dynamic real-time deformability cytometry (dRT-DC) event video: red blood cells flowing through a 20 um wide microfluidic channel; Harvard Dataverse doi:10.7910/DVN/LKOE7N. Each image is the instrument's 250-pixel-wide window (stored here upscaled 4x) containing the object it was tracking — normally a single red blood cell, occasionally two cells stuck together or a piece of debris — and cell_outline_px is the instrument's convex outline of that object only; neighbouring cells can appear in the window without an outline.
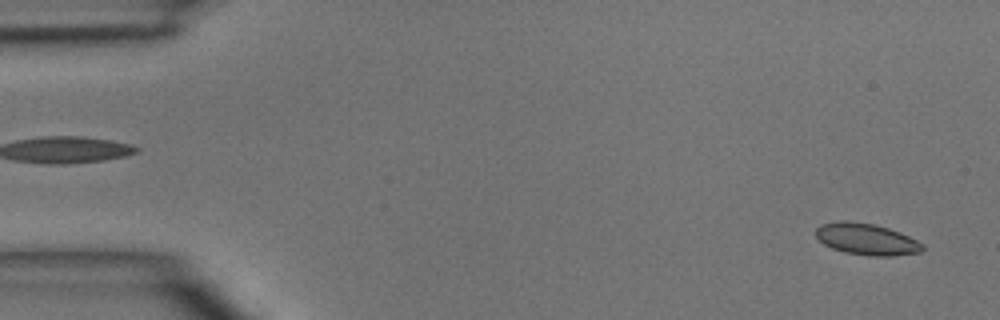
{"species": "common noctule bat (a hibernating species)", "species_latin": "Nyctalus noctula", "temperature_condition": "room temperature", "stored_images_in_passage": 2, "segment_of_instrument_passage": [2, 2], "camera_frame_rate_fps": 3000, "um_per_image_px": 0.085, "animal": {"sex": "male", "body_mass_g": 15.6}, "frame": {"image": 1, "passage_image": 2, "time_ms": 1.0, "image_size_px": [1000, 320], "cell_outline_px": [[924, 248], [920, 252], [892, 256], [868, 256], [844, 252], [832, 248], [824, 244], [816, 236], [816, 228], [820, 224], [840, 220], [844, 220], [872, 224], [888, 228], [900, 232], [924, 244]], "centroid_in_image_um": [73.64, 20.33], "position_along_channel_um": 11.4, "area_um2": 19.59}}